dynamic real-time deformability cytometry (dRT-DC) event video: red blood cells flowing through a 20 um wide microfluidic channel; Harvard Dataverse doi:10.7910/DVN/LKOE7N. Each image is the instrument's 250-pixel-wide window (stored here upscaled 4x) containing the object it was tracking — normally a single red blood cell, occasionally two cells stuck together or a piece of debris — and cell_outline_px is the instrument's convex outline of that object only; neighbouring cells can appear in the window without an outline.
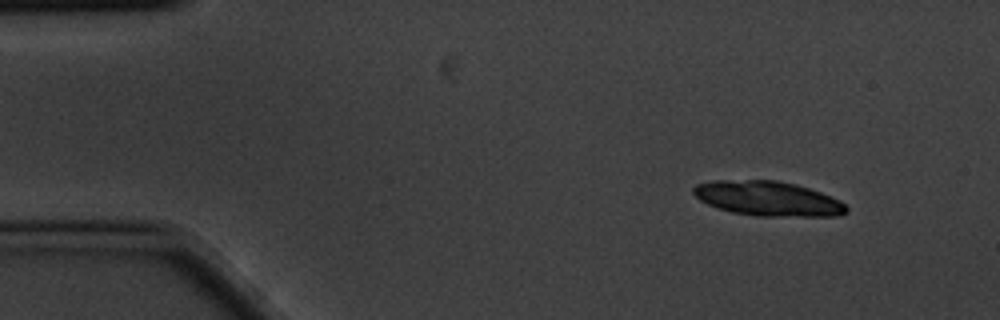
{"species": "common noctule bat (a hibernating species)", "species_latin": "Nyctalus noctula", "temperature_condition": "cold", "stored_images_in_passage": 14, "camera_frame_rate_fps": 3000, "um_per_image_px": 0.085, "animal": {"sex": "male", "body_mass_g": 20.1, "forearm_length_mm": 53.5}, "frame": {"image": 1, "passage_image": 1, "time_ms": 0.0, "image_size_px": [1000, 320], "cell_outline_px": [[848, 212], [836, 216], [756, 216], [732, 212], [708, 204], [700, 200], [692, 192], [692, 188], [696, 184], [712, 180], [776, 180], [796, 184], [820, 192], [840, 200], [848, 208]], "centroid_in_image_um": [65.27, 16.87], "position_along_channel_um": 19.7, "area_um2": 30.92}}